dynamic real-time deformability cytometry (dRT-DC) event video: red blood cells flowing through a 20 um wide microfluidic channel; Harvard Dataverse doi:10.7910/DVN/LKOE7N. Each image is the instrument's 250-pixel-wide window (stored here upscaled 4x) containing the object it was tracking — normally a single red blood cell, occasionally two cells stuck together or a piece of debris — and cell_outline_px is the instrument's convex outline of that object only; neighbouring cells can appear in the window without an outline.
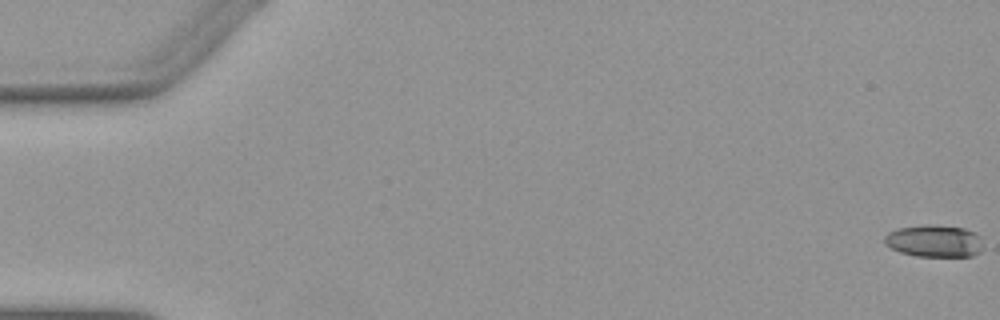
{"species": "Egyptian fruit bat (a non-hibernating species)", "species_latin": "Rousettus aegyptiacus", "temperature_condition": "warm", "stored_images_in_passage": 14, "camera_frame_rate_fps": 3000, "um_per_image_px": 0.085, "animal": {"sex": "female"}, "frame": {"image": 1, "passage_image": 1, "time_ms": 0.0, "image_size_px": [1000, 320], "cell_outline_px": [[980, 252], [972, 256], [916, 256], [900, 252], [884, 244], [884, 236], [888, 232], [900, 228], [932, 224], [936, 224], [964, 228], [976, 232], [980, 236]], "centroid_in_image_um": [79.4, 20.48], "position_along_channel_um": 5.6, "area_um2": 18.44}}